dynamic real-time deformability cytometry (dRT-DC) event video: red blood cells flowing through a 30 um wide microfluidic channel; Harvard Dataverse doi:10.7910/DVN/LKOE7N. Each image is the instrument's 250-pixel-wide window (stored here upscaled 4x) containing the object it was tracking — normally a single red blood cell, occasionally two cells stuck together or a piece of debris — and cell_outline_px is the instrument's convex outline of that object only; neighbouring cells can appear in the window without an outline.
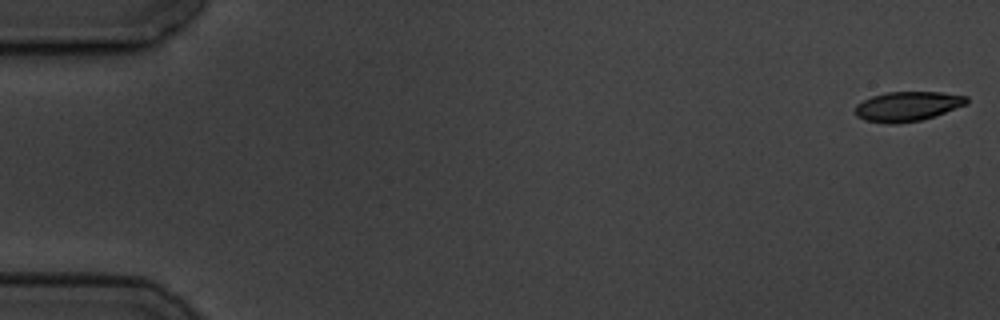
{"species": "common noctule bat (a hibernating species)", "species_latin": "Nyctalus noctula", "temperature_condition": "cold", "stored_images_in_passage": 4, "camera_frame_rate_fps": 3000, "um_per_image_px": 0.085, "animal": {"sex": "male", "body_mass_g": 19.5, "forearm_length_mm": 54.6}, "frame": {"image": 1, "passage_image": 1, "time_ms": 0.0, "image_size_px": [1000, 320], "cell_outline_px": [[968, 104], [920, 120], [896, 124], [888, 124], [864, 120], [856, 116], [856, 104], [872, 96], [884, 92], [940, 92], [968, 96]], "centroid_in_image_um": [77.12, 9.03], "position_along_channel_um": 7.9, "area_um2": 19.19}}
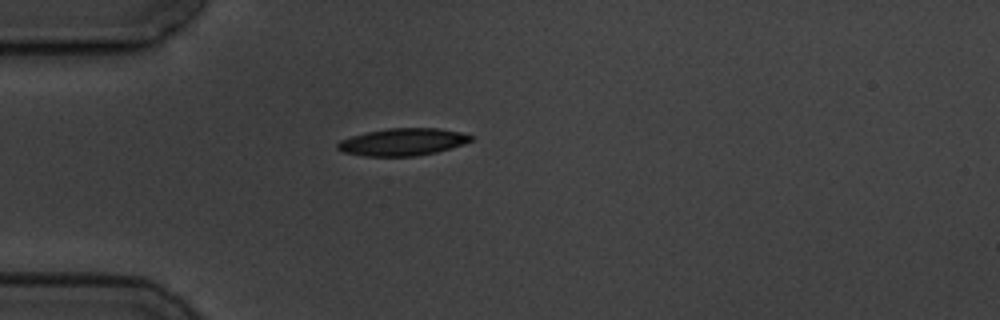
{"frame": {"image": 2, "passage_image": 4, "time_ms": 5.0, "image_size_px": [1000, 320], "cell_outline_px": [[472, 140], [464, 144], [436, 152], [416, 156], [364, 156], [344, 152], [336, 148], [336, 144], [340, 140], [352, 136], [368, 132], [388, 128], [440, 128], [460, 132], [472, 136]], "centroid_in_image_um": [34.22, 12.06], "position_along_channel_um": 50.8, "area_um2": 21.1}}